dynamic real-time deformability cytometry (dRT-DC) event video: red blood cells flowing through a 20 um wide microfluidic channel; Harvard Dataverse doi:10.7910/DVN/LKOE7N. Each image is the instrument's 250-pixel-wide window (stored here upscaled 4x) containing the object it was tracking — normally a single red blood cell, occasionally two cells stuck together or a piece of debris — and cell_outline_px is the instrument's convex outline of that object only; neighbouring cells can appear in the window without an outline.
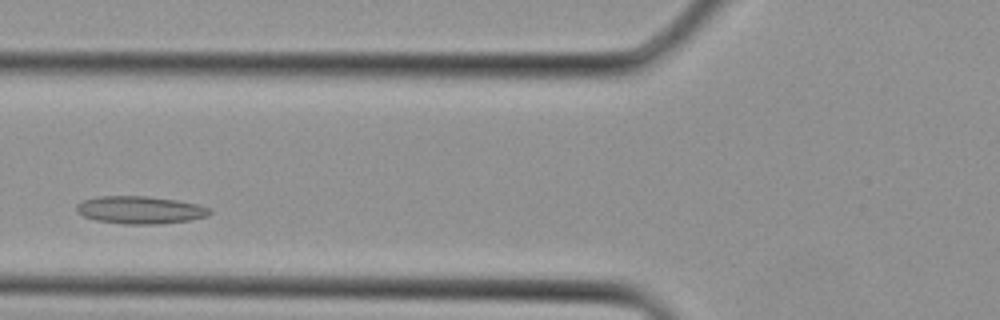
{"species": "Egyptian fruit bat (a non-hibernating species)", "species_latin": "Rousettus aegyptiacus", "temperature_condition": "cold", "stored_images_in_passage": 2, "camera_frame_rate_fps": 3000, "um_per_image_px": 0.085, "animal": {"sex": "female"}, "frame": {"image": 1, "passage_image": 2, "time_ms": 0.333, "image_size_px": [1000, 320], "cell_outline_px": [[212, 212], [208, 216], [192, 220], [156, 224], [124, 224], [96, 220], [84, 216], [76, 212], [76, 204], [84, 200], [100, 196], [148, 196], [176, 200], [196, 204], [212, 208]], "centroid_in_image_um": [11.93, 17.85], "position_along_channel_um": 113.9, "area_um2": 21.5}}